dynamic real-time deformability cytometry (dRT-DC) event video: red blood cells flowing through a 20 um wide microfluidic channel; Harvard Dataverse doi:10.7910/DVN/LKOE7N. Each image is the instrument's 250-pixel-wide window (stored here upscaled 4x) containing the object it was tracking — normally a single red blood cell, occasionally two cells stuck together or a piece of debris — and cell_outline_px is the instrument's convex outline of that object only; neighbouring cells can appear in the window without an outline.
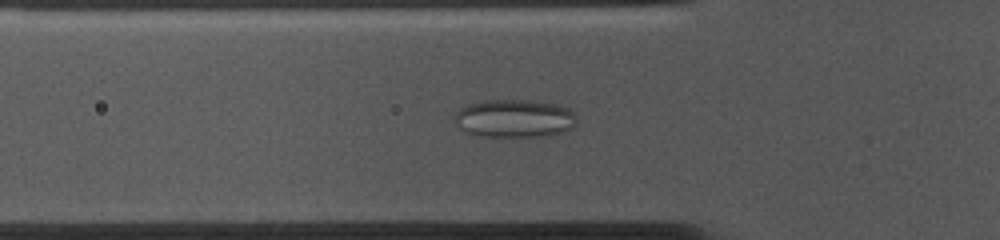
{"species": "common noctule bat (a hibernating species)", "species_latin": "Nyctalus noctula", "temperature_condition": "cold", "stored_images_in_passage": 53, "camera_frame_rate_fps": 3000, "um_per_image_px": 0.085, "animal": {"sex": "female", "body_mass_g": 10.0, "forearm_length_mm": 53.1}, "frame": {"image": 1, "passage_image": 16, "time_ms": 5.0, "image_size_px": [1000, 240], "cell_outline_px": [[576, 124], [572, 128], [564, 132], [540, 136], [480, 136], [464, 132], [456, 124], [452, 116], [464, 104], [484, 100], [532, 100], [556, 104], [568, 108], [572, 112], [576, 120]], "centroid_in_image_um": [43.67, 10.05], "position_along_channel_um": 82.1, "area_um2": 27.34}}
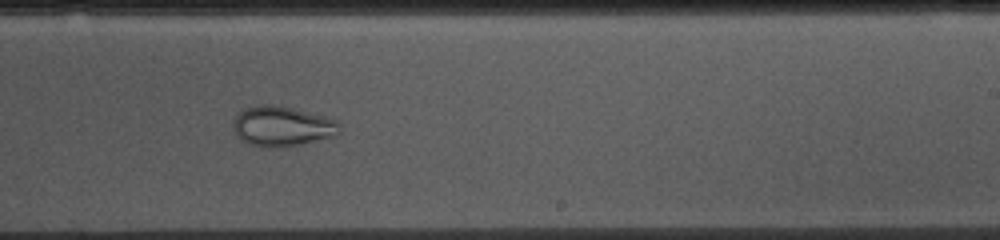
{"frame": {"image": 2, "passage_image": 31, "time_ms": 10.0, "image_size_px": [1000, 240], "cell_outline_px": [[340, 132], [336, 136], [276, 148], [248, 144], [240, 140], [236, 136], [232, 128], [236, 116], [244, 108], [260, 104], [276, 104], [324, 116], [336, 120], [340, 124]], "centroid_in_image_um": [23.95, 10.72], "position_along_channel_um": 265.0, "area_um2": 24.8}, "authors_computed_cell_mechanics": {"area_um2": 29.9982, "velocity_mm_per_s": 3.651, "shape_relaxation_time_tau1_ms": null, "shape_relaxation_time_tau2_ms": 2.032, "deformation_change_tau1": null, "deformation_change_tau2": 0.0583}}